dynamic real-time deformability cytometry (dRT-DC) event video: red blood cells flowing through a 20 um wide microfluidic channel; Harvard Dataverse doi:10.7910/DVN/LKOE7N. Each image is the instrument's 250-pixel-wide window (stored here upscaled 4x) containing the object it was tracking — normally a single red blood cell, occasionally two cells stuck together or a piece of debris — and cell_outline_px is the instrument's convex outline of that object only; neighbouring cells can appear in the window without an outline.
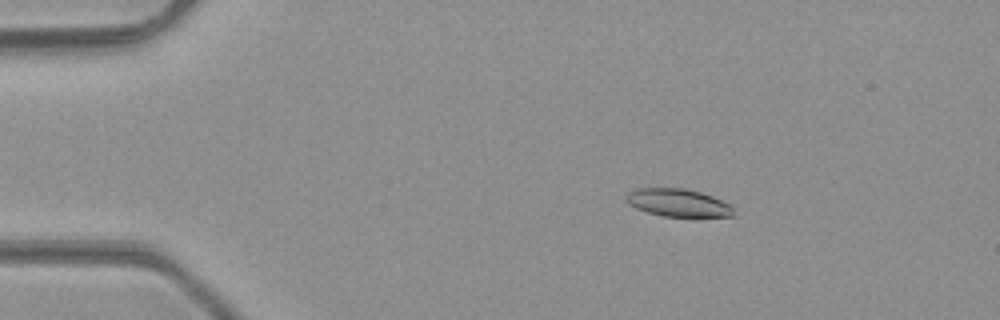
{"species": "common noctule bat (a hibernating species)", "species_latin": "Nyctalus noctula", "temperature_condition": "room temperature", "stored_images_in_passage": 43, "camera_frame_rate_fps": 3000, "um_per_image_px": 0.085, "animal": {"sex": "male", "body_mass_g": 23.1, "forearm_length_mm": 52.7}, "frame": {"image": 1, "passage_image": 3, "time_ms": 0.667, "image_size_px": [1000, 320], "cell_outline_px": [[732, 216], [664, 216], [648, 212], [636, 208], [628, 204], [624, 200], [624, 196], [628, 192], [636, 188], [684, 188], [700, 192], [712, 196], [732, 204]], "centroid_in_image_um": [57.58, 17.21], "position_along_channel_um": 27.4, "area_um2": 17.34}}
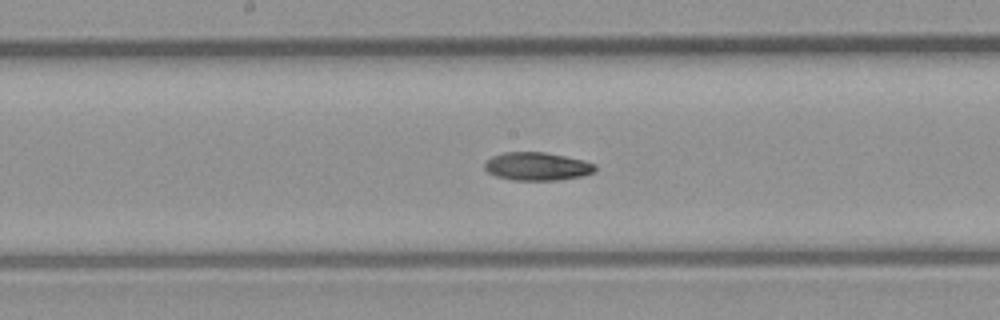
{"frame": {"image": 2, "passage_image": 20, "time_ms": 6.333, "image_size_px": [1000, 320], "cell_outline_px": [[596, 172], [584, 176], [560, 180], [512, 180], [496, 176], [488, 172], [484, 168], [484, 164], [492, 156], [504, 152], [544, 152], [584, 160], [596, 164]], "centroid_in_image_um": [45.69, 14.15], "position_along_channel_um": 202.5, "area_um2": 18.26}}
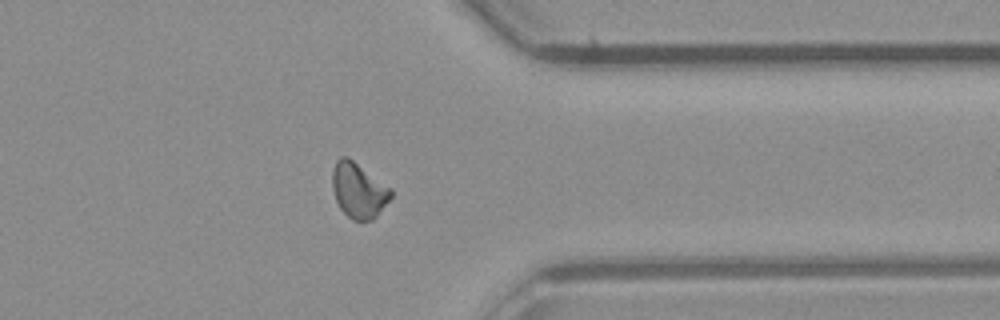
{"frame": {"image": 3, "passage_image": 33, "time_ms": 10.667, "image_size_px": [1000, 320], "cell_outline_px": [[392, 196], [376, 216], [372, 220], [352, 220], [340, 208], [336, 200], [332, 188], [332, 168], [336, 160], [340, 156], [348, 156], [392, 188]], "centroid_in_image_um": [30.47, 16.14], "position_along_channel_um": 380.9, "area_um2": 18.96}, "authors_computed_cell_mechanics": {"area_um2": 18.3226, "velocity_mm_per_s": 4.3056, "shape_relaxation_time_tau1_ms": 5.9724, "shape_relaxation_time_tau2_ms": null, "deformation_change_tau1": 0.1698, "deformation_change_tau2": null}}